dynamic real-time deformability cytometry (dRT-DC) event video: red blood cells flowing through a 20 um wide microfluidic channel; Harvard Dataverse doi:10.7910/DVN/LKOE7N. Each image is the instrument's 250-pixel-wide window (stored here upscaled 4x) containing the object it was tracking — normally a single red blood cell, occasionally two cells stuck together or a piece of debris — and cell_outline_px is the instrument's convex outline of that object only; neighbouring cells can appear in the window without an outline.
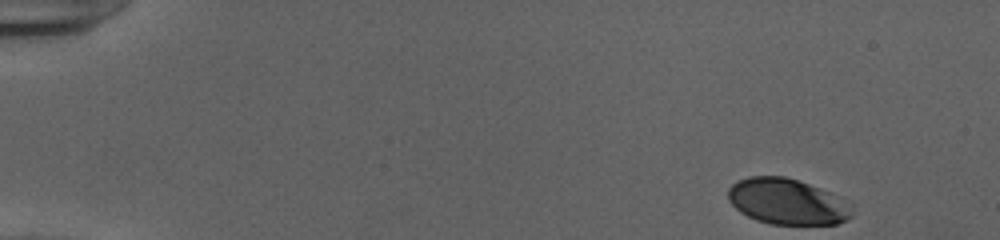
{"species": "human", "species_latin": "Homo sapiens", "temperature_condition": "cold", "stored_images_in_passage": 42, "camera_frame_rate_fps": 3000, "um_per_image_px": 0.085, "donor": {"sex": "female"}, "frame": {"image": 1, "passage_image": 1, "time_ms": 0.0, "image_size_px": [1000, 240], "cell_outline_px": [[852, 216], [848, 220], [836, 224], [772, 224], [756, 220], [740, 212], [728, 200], [728, 188], [736, 180], [748, 176], [784, 176], [820, 188], [852, 204]], "centroid_in_image_um": [66.89, 17.14], "position_along_channel_um": 18.1, "area_um2": 33.12}}
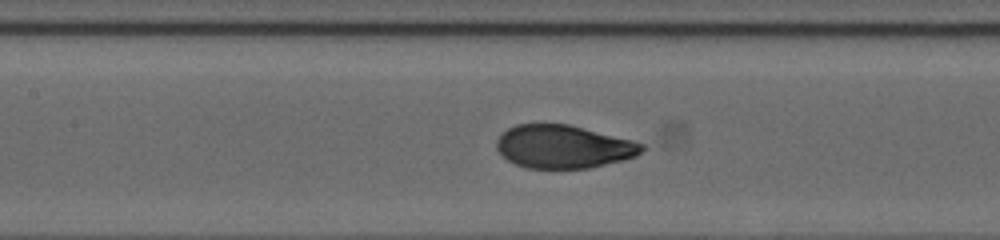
{"frame": {"image": 2, "passage_image": 22, "time_ms": 7.0, "image_size_px": [1000, 240], "cell_outline_px": [[644, 148], [636, 156], [624, 160], [588, 168], [528, 168], [516, 164], [508, 160], [496, 148], [496, 140], [508, 128], [516, 124], [568, 124], [632, 140], [644, 144]], "centroid_in_image_um": [47.89, 12.46], "position_along_channel_um": 159.5, "area_um2": 36.24}}
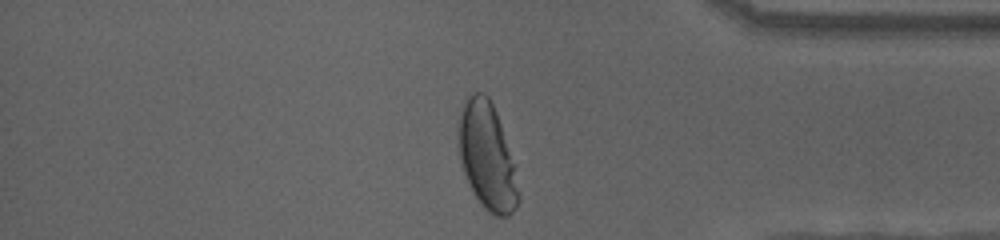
{"frame": {"image": 3, "passage_image": 41, "time_ms": 13.333, "image_size_px": [1000, 240], "cell_outline_px": [[520, 200], [516, 208], [508, 216], [496, 216], [488, 212], [484, 208], [472, 192], [464, 172], [460, 156], [456, 132], [464, 100], [472, 92], [484, 92], [488, 96], [496, 112], [516, 164], [520, 196]], "centroid_in_image_um": [41.42, 13.29], "position_along_channel_um": 393.8, "area_um2": 37.97}, "authors_computed_cell_mechanics": {"area_um2": 36.5874, "velocity_mm_per_s": 3.9533, "shape_relaxation_time_tau1_ms": 4.48, "shape_relaxation_time_tau2_ms": null, "deformation_change_tau1": 0.2003, "deformation_change_tau2": null}}